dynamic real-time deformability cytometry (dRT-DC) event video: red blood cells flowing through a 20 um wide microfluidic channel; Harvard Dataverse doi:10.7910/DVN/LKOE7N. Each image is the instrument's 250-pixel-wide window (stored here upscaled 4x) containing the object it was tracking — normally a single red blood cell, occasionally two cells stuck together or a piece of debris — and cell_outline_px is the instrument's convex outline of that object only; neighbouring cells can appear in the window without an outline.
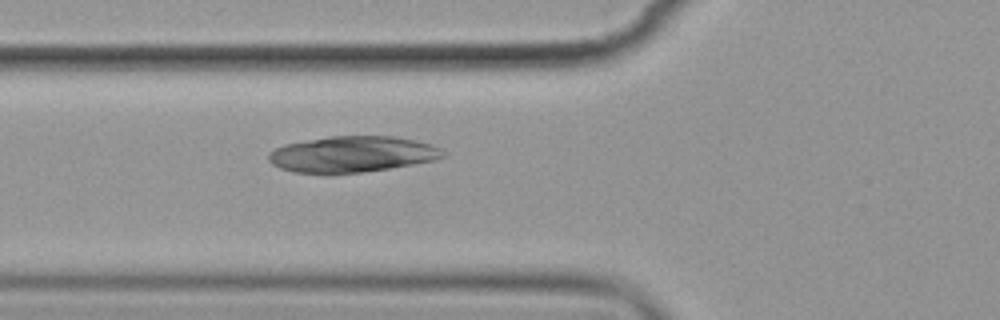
{"species": "common noctule bat (a hibernating species)", "species_latin": "Nyctalus noctula", "temperature_condition": "cold", "stored_images_in_passage": 5, "camera_frame_rate_fps": 3000, "um_per_image_px": 0.085, "animal": {"sex": "female", "body_mass_g": 19.9}, "frame": {"image": 1, "passage_image": 5, "time_ms": 4.667, "image_size_px": [1000, 320], "cell_outline_px": [[448, 156], [436, 160], [388, 168], [360, 172], [292, 172], [280, 168], [272, 164], [268, 160], [268, 152], [284, 144], [332, 136], [396, 136], [416, 140], [440, 148]], "centroid_in_image_um": [29.95, 13.09], "position_along_channel_um": 95.8, "area_um2": 36.24}}